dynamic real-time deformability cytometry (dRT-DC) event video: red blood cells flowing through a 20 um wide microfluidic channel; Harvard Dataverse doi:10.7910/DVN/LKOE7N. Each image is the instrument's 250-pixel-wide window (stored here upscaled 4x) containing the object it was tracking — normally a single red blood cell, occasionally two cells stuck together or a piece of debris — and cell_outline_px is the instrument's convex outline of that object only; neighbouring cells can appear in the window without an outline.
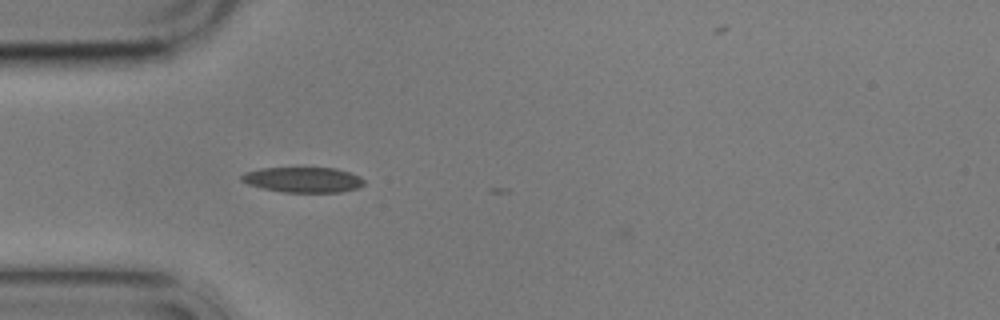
{"species": "common noctule bat (a hibernating species)", "species_latin": "Nyctalus noctula", "temperature_condition": "cold", "stored_images_in_passage": 3, "camera_frame_rate_fps": 3000, "um_per_image_px": 0.085, "animal": {"sex": "male", "body_mass_g": 17.9}, "frame": {"image": 1, "passage_image": 3, "time_ms": 2.333, "image_size_px": [1000, 320], "cell_outline_px": [[364, 184], [360, 188], [340, 192], [284, 192], [260, 188], [248, 184], [240, 180], [240, 176], [244, 172], [260, 168], [336, 168], [360, 176], [364, 180]], "centroid_in_image_um": [25.75, 15.28], "position_along_channel_um": 59.3, "area_um2": 18.21}}